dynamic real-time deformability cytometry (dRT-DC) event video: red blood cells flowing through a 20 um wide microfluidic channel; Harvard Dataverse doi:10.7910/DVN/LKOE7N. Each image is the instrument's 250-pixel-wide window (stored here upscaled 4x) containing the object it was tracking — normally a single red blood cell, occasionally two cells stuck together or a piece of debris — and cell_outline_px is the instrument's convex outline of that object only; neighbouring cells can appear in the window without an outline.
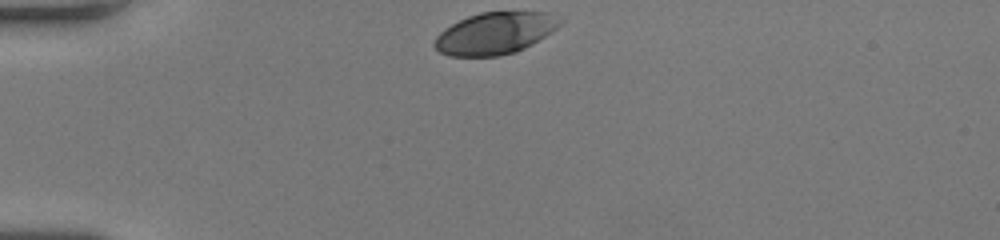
{"species": "human", "species_latin": "Homo sapiens", "temperature_condition": "room temperature", "stored_images_in_passage": 31, "camera_frame_rate_fps": 3000, "um_per_image_px": 0.085, "donor": {"sex": "female"}, "frame": {"image": 1, "passage_image": 1, "time_ms": 0.0, "image_size_px": [1000, 240], "cell_outline_px": [[564, 20], [552, 32], [524, 48], [516, 52], [500, 56], [448, 56], [440, 52], [432, 44], [436, 36], [444, 28], [468, 16], [480, 12], [548, 12]], "centroid_in_image_um": [42.06, 2.83], "position_along_channel_um": 42.9, "area_um2": 30.63}}
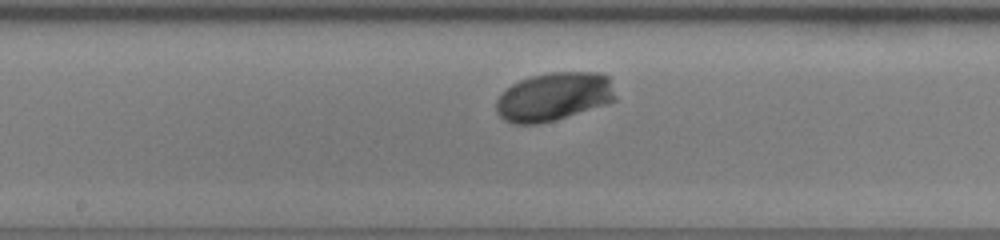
{"frame": {"image": 2, "passage_image": 16, "time_ms": 5.0, "image_size_px": [1000, 240], "cell_outline_px": [[616, 100], [556, 120], [536, 124], [512, 124], [504, 120], [496, 112], [496, 100], [500, 92], [512, 84], [520, 80], [532, 76], [552, 72], [600, 72], [608, 76], [616, 96]], "centroid_in_image_um": [47.04, 8.22], "position_along_channel_um": 201.2, "area_um2": 33.76}}
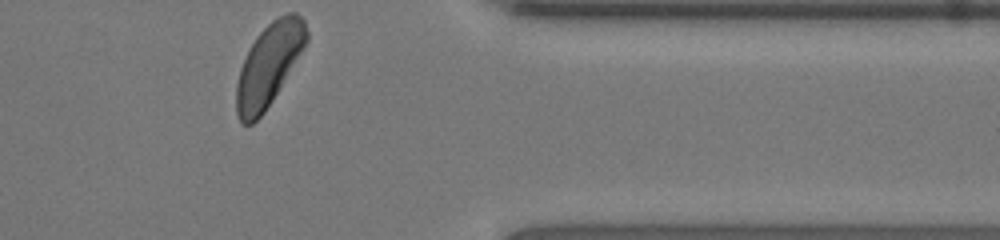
{"frame": {"image": 3, "passage_image": 31, "time_ms": 10.0, "image_size_px": [1000, 240], "cell_outline_px": [[308, 44], [272, 100], [264, 112], [252, 124], [244, 124], [240, 120], [236, 112], [236, 84], [240, 68], [256, 36], [272, 20], [288, 12], [296, 12], [304, 20], [308, 32]], "centroid_in_image_um": [22.88, 5.49], "position_along_channel_um": 388.5, "area_um2": 33.47}, "authors_computed_cell_mechanics": {"area_um2": 32.8304, "velocity_mm_per_s": 3.966, "shape_relaxation_time_tau1_ms": 1.5383, "shape_relaxation_time_tau2_ms": null, "deformation_change_tau1": 0.1232, "deformation_change_tau2": null}}